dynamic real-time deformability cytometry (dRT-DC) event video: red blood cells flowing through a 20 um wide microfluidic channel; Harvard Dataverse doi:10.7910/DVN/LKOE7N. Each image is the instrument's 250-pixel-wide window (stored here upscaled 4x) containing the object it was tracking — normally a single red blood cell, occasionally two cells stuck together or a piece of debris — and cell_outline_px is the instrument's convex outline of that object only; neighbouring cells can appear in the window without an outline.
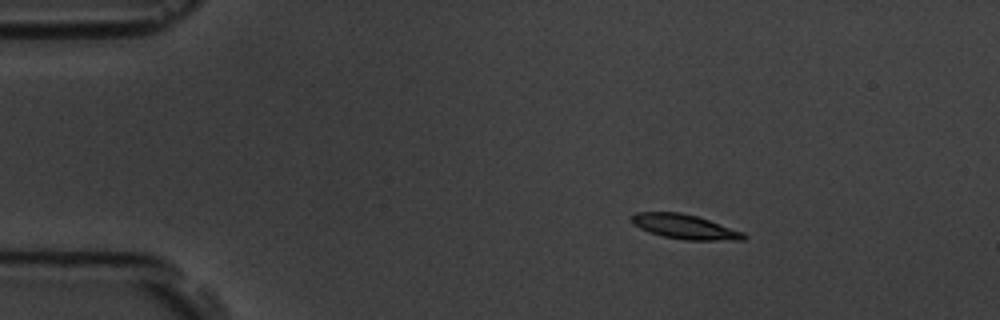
{"species": "common noctule bat (a hibernating species)", "species_latin": "Nyctalus noctula", "temperature_condition": "room temperature", "stored_images_in_passage": 4, "camera_frame_rate_fps": 3000, "um_per_image_px": 0.085, "animal": {"sex": "male", "body_mass_g": 19.5, "forearm_length_mm": 54.6}, "frame": {"image": 1, "passage_image": 1, "time_ms": 0.0, "image_size_px": [1000, 320], "cell_outline_px": [[748, 236], [744, 240], [684, 240], [664, 236], [648, 232], [632, 224], [628, 216], [636, 212], [680, 212], [696, 216], [744, 232]], "centroid_in_image_um": [58.16, 19.27], "position_along_channel_um": 26.8, "area_um2": 16.13}}
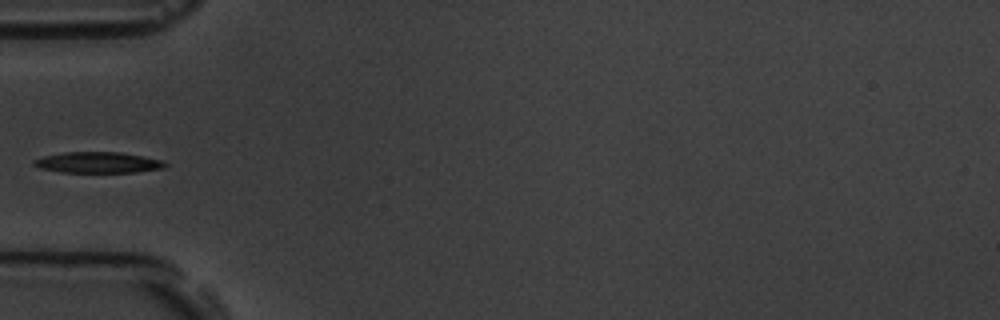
{"frame": {"image": 2, "passage_image": 4, "time_ms": 3.333, "image_size_px": [1000, 320], "cell_outline_px": [[168, 164], [164, 168], [136, 172], [60, 172], [40, 168], [32, 164], [32, 160], [44, 156], [64, 152], [120, 152], [160, 160]], "centroid_in_image_um": [8.29, 13.81], "position_along_channel_um": 76.7, "area_um2": 15.9}}